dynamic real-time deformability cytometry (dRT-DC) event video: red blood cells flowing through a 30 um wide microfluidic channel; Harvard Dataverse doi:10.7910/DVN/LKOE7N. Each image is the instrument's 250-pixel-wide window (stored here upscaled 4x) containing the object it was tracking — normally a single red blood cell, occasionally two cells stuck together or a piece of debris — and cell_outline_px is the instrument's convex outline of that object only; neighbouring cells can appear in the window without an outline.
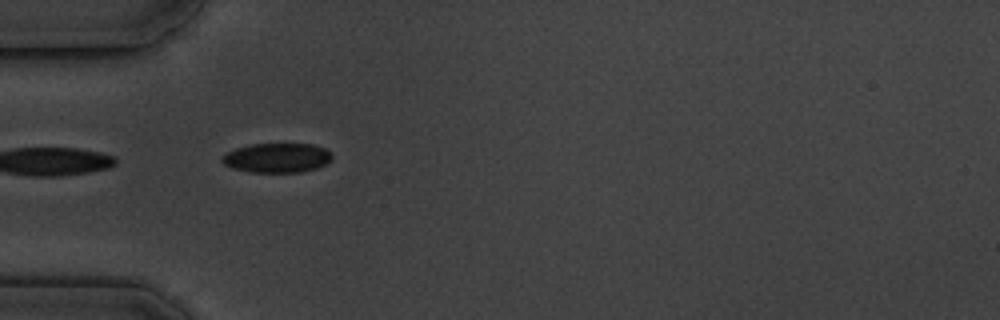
{"species": "common noctule bat (a hibernating species)", "species_latin": "Nyctalus noctula", "temperature_condition": "cold", "stored_images_in_passage": 4, "camera_frame_rate_fps": 3000, "um_per_image_px": 0.085, "animal": {"sex": "male", "body_mass_g": 19.5, "forearm_length_mm": 54.6}, "frame": {"image": 1, "passage_image": 3, "time_ms": 2.0, "image_size_px": [1000, 320], "cell_outline_px": [[332, 160], [316, 168], [300, 172], [252, 172], [232, 168], [224, 164], [220, 160], [220, 156], [236, 148], [252, 144], [312, 144], [324, 148], [332, 152]], "centroid_in_image_um": [23.54, 13.41], "position_along_channel_um": 61.5, "area_um2": 18.9}}